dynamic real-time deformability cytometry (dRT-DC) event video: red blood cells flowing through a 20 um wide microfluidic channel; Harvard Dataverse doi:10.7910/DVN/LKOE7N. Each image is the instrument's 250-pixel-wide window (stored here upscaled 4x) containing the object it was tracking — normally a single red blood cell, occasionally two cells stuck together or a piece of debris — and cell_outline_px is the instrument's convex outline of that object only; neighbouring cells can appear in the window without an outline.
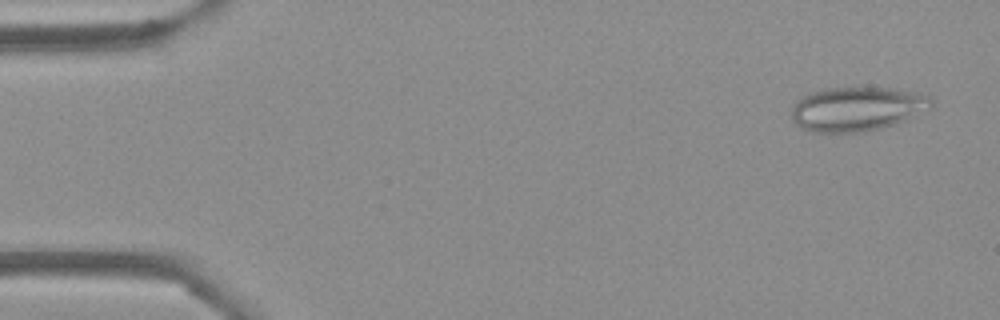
{"species": "Egyptian fruit bat (a non-hibernating species)", "species_latin": "Rousettus aegyptiacus", "temperature_condition": "cold", "stored_images_in_passage": 52, "camera_frame_rate_fps": 3000, "um_per_image_px": 0.085, "frame": {"image": 1, "passage_image": 1, "time_ms": 0.0, "image_size_px": [1000, 320], "cell_outline_px": [[932, 108], [904, 120], [880, 128], [864, 132], [812, 132], [796, 124], [792, 120], [792, 108], [804, 96], [812, 92], [824, 88], [856, 84], [888, 88], [912, 92], [928, 96], [932, 100]], "centroid_in_image_um": [72.84, 9.21], "position_along_channel_um": 12.2, "area_um2": 36.36}}
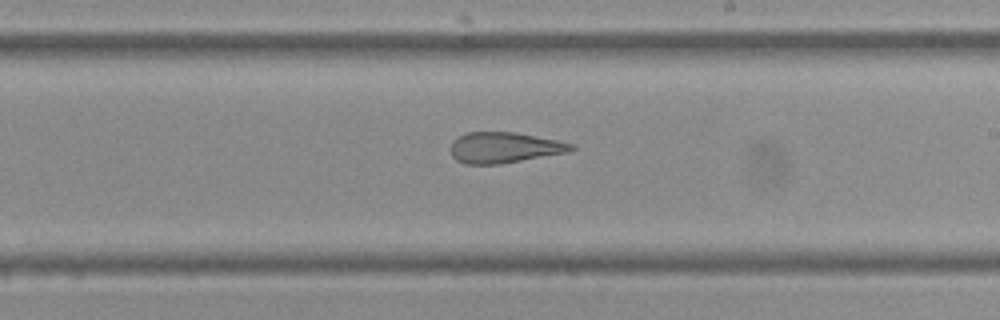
{"frame": {"image": 2, "passage_image": 29, "time_ms": 9.333, "image_size_px": [1000, 320], "cell_outline_px": [[576, 148], [572, 152], [500, 164], [464, 164], [456, 160], [452, 156], [452, 140], [468, 132], [516, 132], [576, 144]], "centroid_in_image_um": [42.92, 12.55], "position_along_channel_um": 246.1, "area_um2": 21.79}}
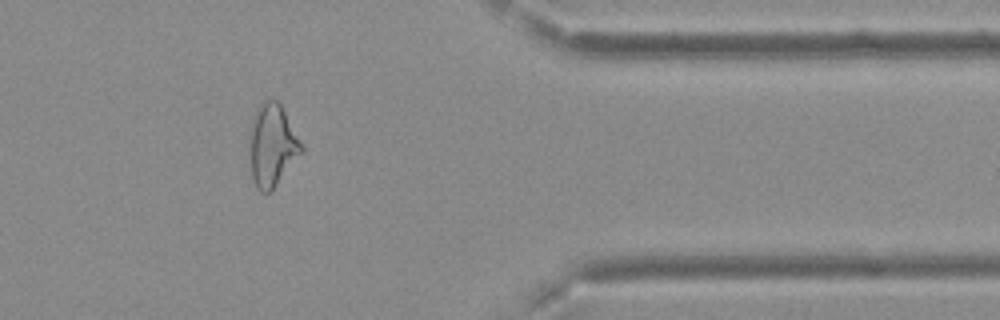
{"frame": {"image": 3, "passage_image": 42, "time_ms": 13.667, "image_size_px": [1000, 320], "cell_outline_px": [[304, 152], [272, 192], [260, 192], [256, 188], [252, 176], [248, 136], [252, 120], [256, 112], [264, 100], [276, 100], [280, 104], [304, 148]], "centroid_in_image_um": [23.14, 12.42], "position_along_channel_um": 388.3, "area_um2": 25.03}, "authors_computed_cell_mechanics": {"area_um2": 26.01, "velocity_mm_per_s": 3.7288, "shape_relaxation_time_tau1_ms": null, "shape_relaxation_time_tau2_ms": 3.2349, "deformation_change_tau1": null, "deformation_change_tau2": 0.147}}